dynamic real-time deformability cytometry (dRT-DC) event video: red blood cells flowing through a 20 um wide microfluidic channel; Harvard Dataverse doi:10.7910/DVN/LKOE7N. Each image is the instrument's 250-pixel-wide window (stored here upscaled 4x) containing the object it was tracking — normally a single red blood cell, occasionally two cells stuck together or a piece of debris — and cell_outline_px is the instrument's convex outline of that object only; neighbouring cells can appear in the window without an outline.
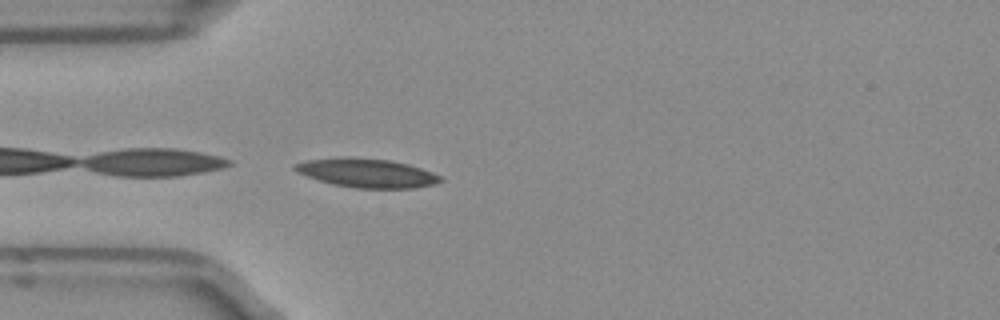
{"species": "Egyptian fruit bat (a non-hibernating species)", "species_latin": "Rousettus aegyptiacus", "temperature_condition": "room temperature", "stored_images_in_passage": 5, "camera_frame_rate_fps": 3000, "um_per_image_px": 0.085, "frame": {"image": 1, "passage_image": 5, "time_ms": 1.333, "image_size_px": [1000, 320], "cell_outline_px": [[444, 180], [432, 184], [412, 188], [356, 188], [332, 184], [308, 176], [292, 168], [292, 164], [308, 160], [340, 156], [348, 156], [392, 160], [408, 164], [432, 172], [440, 176]], "centroid_in_image_um": [31.16, 14.68], "position_along_channel_um": 53.8, "area_um2": 24.51}}